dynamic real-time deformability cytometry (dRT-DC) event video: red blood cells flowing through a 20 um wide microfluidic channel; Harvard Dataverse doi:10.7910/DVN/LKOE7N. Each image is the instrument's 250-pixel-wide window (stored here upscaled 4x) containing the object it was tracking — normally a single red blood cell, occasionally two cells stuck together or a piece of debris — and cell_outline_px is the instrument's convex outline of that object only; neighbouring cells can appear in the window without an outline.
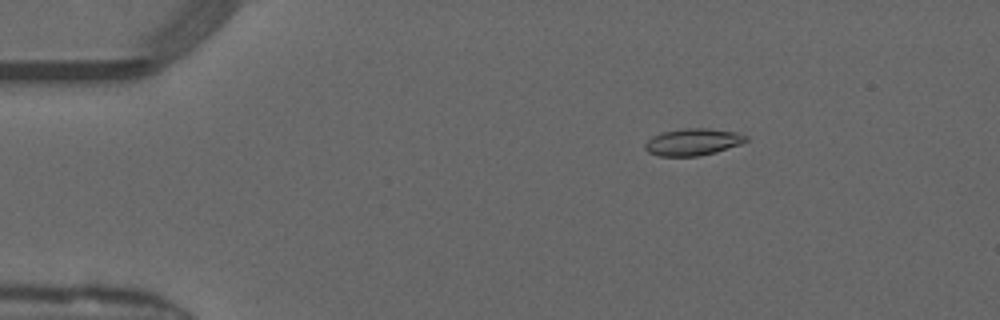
{"species": "common noctule bat (a hibernating species)", "species_latin": "Nyctalus noctula", "temperature_condition": "warm", "stored_images_in_passage": 51, "camera_frame_rate_fps": 3000, "um_per_image_px": 0.085, "animal": {"sex": "male", "forearm_length_mm": 52.5}, "frame": {"image": 1, "passage_image": 9, "time_ms": 2.667, "image_size_px": [1000, 320], "cell_outline_px": [[748, 140], [740, 144], [716, 152], [700, 156], [660, 156], [648, 152], [644, 148], [644, 144], [652, 136], [660, 132], [684, 128], [708, 128], [736, 132], [748, 136]], "centroid_in_image_um": [58.88, 12.06], "position_along_channel_um": 26.1, "area_um2": 15.95}}
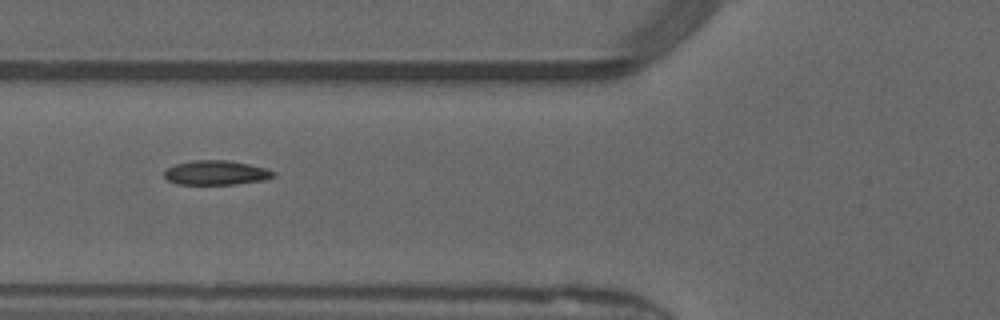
{"frame": {"image": 2, "passage_image": 20, "time_ms": 6.333, "image_size_px": [1000, 320], "cell_outline_px": [[276, 176], [264, 180], [236, 184], [176, 184], [168, 180], [164, 176], [164, 172], [168, 168], [176, 164], [192, 160], [228, 160], [248, 164], [264, 168], [276, 172]], "centroid_in_image_um": [18.37, 14.68], "position_along_channel_um": 107.4, "area_um2": 15.49}}
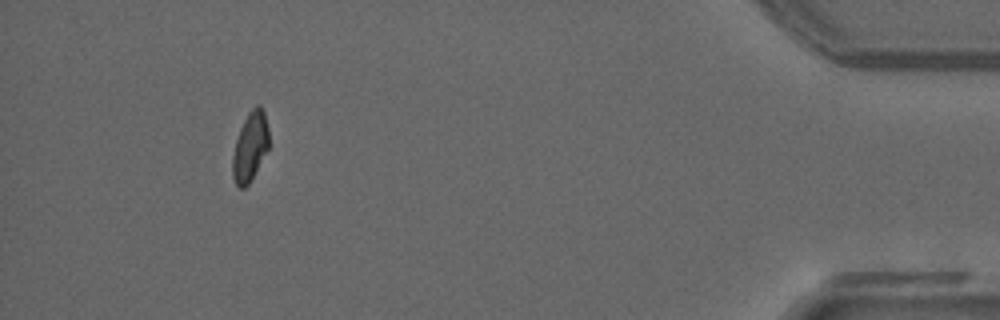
{"frame": {"image": 3, "passage_image": 47, "time_ms": 15.333, "image_size_px": [1000, 320], "cell_outline_px": [[268, 148], [248, 184], [244, 188], [240, 188], [236, 184], [232, 176], [232, 156], [236, 140], [240, 128], [248, 112], [256, 104], [260, 104], [264, 112], [268, 128]], "centroid_in_image_um": [21.24, 12.43], "position_along_channel_um": 414.0, "area_um2": 14.45}}